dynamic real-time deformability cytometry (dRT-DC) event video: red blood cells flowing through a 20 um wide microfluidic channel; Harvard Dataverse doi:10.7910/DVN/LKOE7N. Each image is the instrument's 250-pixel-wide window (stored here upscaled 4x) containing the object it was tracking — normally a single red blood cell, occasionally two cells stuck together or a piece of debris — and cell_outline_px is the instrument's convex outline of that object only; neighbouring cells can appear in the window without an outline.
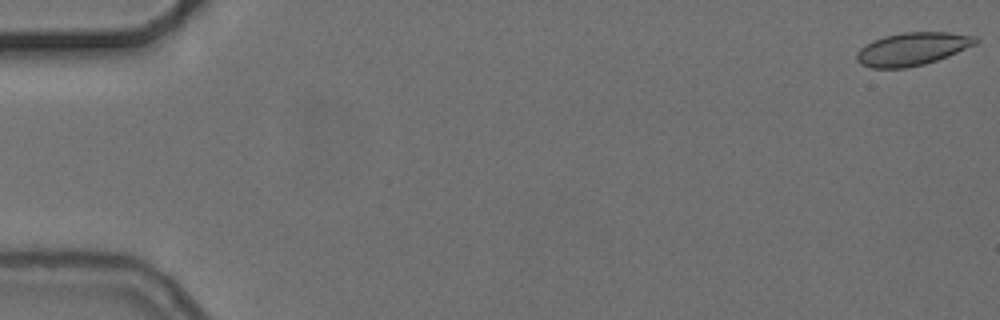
{"species": "common noctule bat (a hibernating species)", "species_latin": "Nyctalus noctula", "temperature_condition": "cold", "stored_images_in_passage": 45, "camera_frame_rate_fps": 3000, "um_per_image_px": 0.085, "animal": {"sex": "female", "body_mass_g": 24.6, "forearm_length_mm": 56.2}, "frame": {"image": 1, "passage_image": 1, "time_ms": 0.0, "image_size_px": [1000, 320], "cell_outline_px": [[980, 40], [976, 44], [948, 56], [924, 64], [904, 68], [872, 68], [860, 64], [856, 60], [856, 52], [860, 48], [872, 40], [884, 36], [904, 32], [948, 32], [976, 36]], "centroid_in_image_um": [77.53, 4.15], "position_along_channel_um": 7.5, "area_um2": 22.89}}
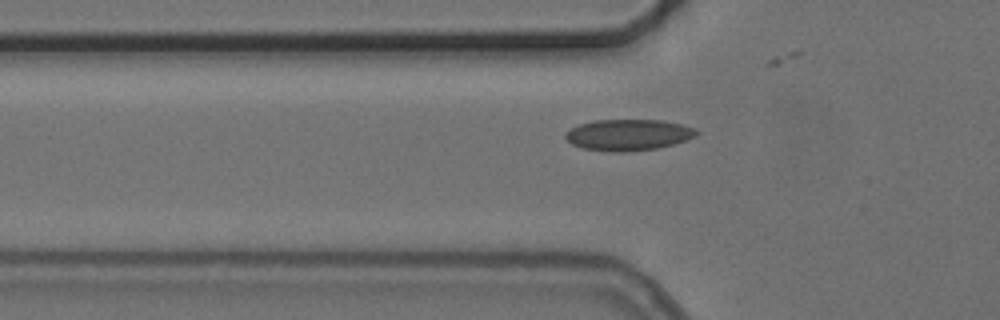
{"frame": {"image": 2, "passage_image": 19, "time_ms": 6.0, "image_size_px": [1000, 320], "cell_outline_px": [[700, 132], [696, 136], [672, 144], [656, 148], [624, 152], [612, 152], [584, 148], [572, 144], [564, 136], [572, 128], [580, 124], [592, 120], [664, 120], [696, 128]], "centroid_in_image_um": [53.43, 11.45], "position_along_channel_um": 72.4, "area_um2": 23.64}}
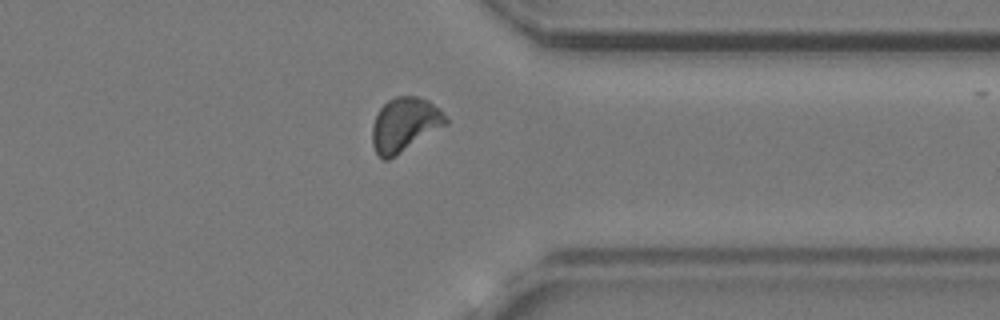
{"frame": {"image": 3, "passage_image": 44, "time_ms": 14.333, "image_size_px": [1000, 320], "cell_outline_px": [[448, 124], [396, 156], [388, 160], [384, 160], [376, 152], [372, 144], [372, 124], [380, 108], [388, 100], [396, 96], [416, 96], [428, 100], [440, 108], [448, 120]], "centroid_in_image_um": [34.41, 10.59], "position_along_channel_um": 377.0, "area_um2": 23.29}}